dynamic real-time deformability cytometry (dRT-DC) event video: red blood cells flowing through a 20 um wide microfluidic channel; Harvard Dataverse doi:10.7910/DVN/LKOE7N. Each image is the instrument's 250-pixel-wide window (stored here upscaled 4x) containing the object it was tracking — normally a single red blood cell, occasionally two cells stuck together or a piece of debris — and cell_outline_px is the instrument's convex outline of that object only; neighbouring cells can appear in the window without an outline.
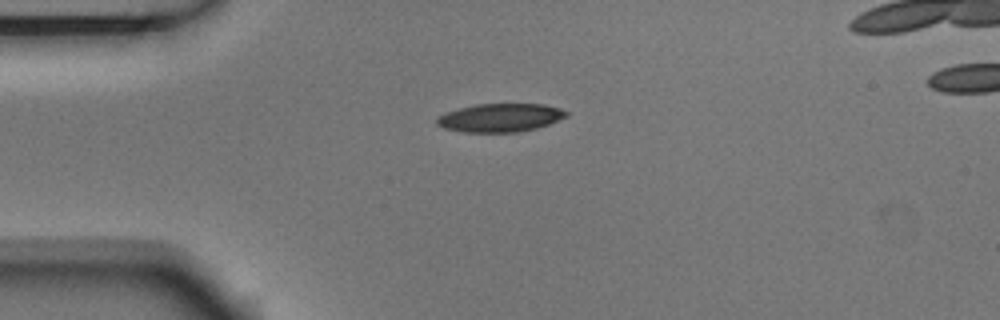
{"species": "Egyptian fruit bat (a non-hibernating species)", "species_latin": "Rousettus aegyptiacus", "temperature_condition": "room temperature", "stored_images_in_passage": 3, "camera_frame_rate_fps": 3000, "um_per_image_px": 0.085, "animal": {"sex": "male"}, "frame": {"image": 1, "passage_image": 1, "time_ms": 0.0, "image_size_px": [1000, 320], "cell_outline_px": [[568, 116], [548, 124], [536, 128], [520, 132], [464, 132], [444, 128], [436, 124], [436, 116], [444, 112], [476, 104], [544, 104], [560, 108], [568, 112]], "centroid_in_image_um": [42.49, 10.0], "position_along_channel_um": 42.5, "area_um2": 21.5}}
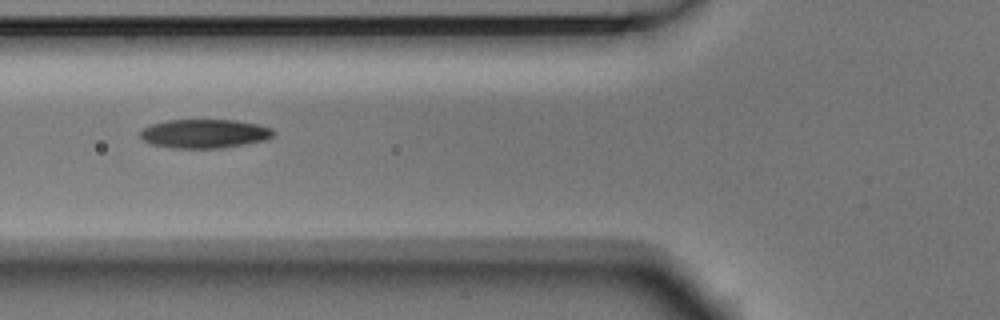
{"frame": {"image": 2, "passage_image": 3, "time_ms": 0.667, "image_size_px": [1000, 320], "cell_outline_px": [[276, 132], [268, 140], [224, 148], [172, 148], [152, 144], [144, 140], [140, 136], [140, 132], [148, 124], [168, 120], [236, 120], [260, 124], [272, 128]], "centroid_in_image_um": [17.43, 11.36], "position_along_channel_um": 108.4, "area_um2": 22.72}}